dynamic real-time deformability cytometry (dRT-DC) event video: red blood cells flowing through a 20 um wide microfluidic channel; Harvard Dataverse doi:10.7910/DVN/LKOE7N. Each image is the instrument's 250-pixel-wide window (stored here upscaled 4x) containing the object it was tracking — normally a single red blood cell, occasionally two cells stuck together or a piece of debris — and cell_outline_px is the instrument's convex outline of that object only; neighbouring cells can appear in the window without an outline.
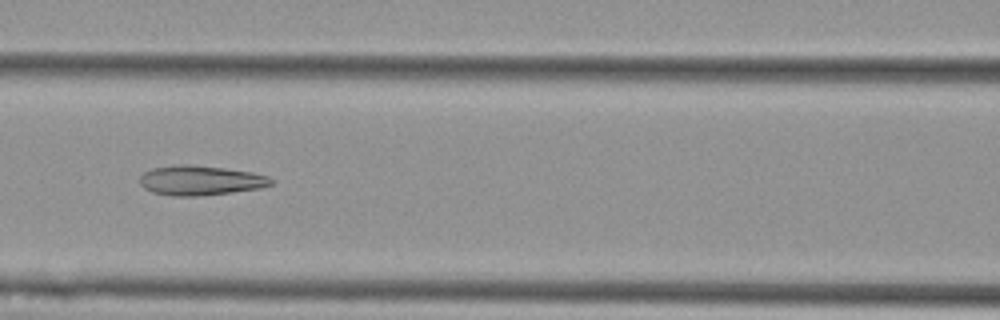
{"species": "Egyptian fruit bat (a non-hibernating species)", "species_latin": "Rousettus aegyptiacus", "temperature_condition": "cold", "stored_images_in_passage": 10, "camera_frame_rate_fps": 3000, "um_per_image_px": 0.085, "animal": {"sex": "female"}, "frame": {"image": 1, "passage_image": 6, "time_ms": 1.667, "image_size_px": [1000, 320], "cell_outline_px": [[272, 184], [260, 188], [232, 192], [200, 196], [172, 196], [152, 192], [144, 188], [140, 184], [140, 176], [144, 172], [152, 168], [176, 164], [188, 164], [224, 168], [252, 172], [268, 176], [272, 180]], "centroid_in_image_um": [17.0, 15.33], "position_along_channel_um": 149.6, "area_um2": 22.77}}
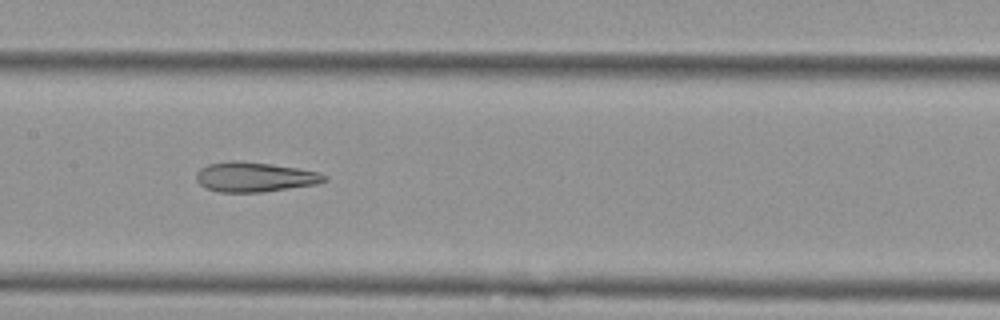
{"frame": {"image": 2, "passage_image": 7, "time_ms": 2.0, "image_size_px": [1000, 320], "cell_outline_px": [[328, 180], [316, 184], [260, 192], [220, 192], [208, 188], [200, 184], [196, 180], [196, 172], [200, 168], [208, 164], [228, 160], [240, 160], [272, 164], [296, 168], [316, 172], [328, 176]], "centroid_in_image_um": [21.61, 15.03], "position_along_channel_um": 185.8, "area_um2": 22.14}}
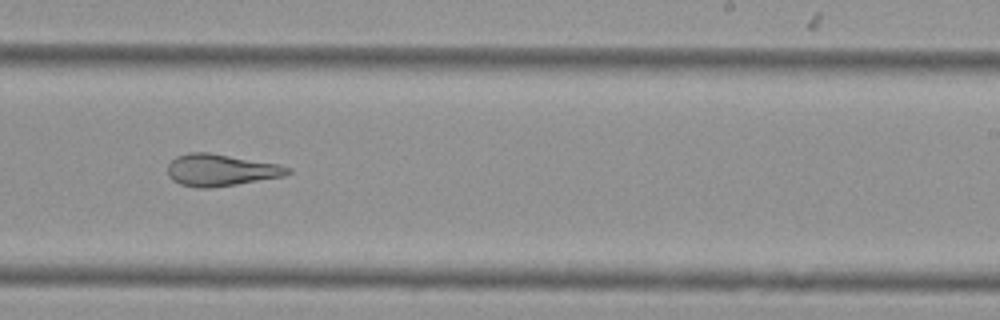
{"frame": {"image": 3, "passage_image": 9, "time_ms": 2.667, "image_size_px": [1000, 320], "cell_outline_px": [[292, 172], [284, 176], [212, 188], [196, 188], [180, 184], [172, 180], [168, 176], [168, 164], [176, 156], [188, 152], [208, 152], [280, 164], [292, 168]], "centroid_in_image_um": [18.76, 14.45], "position_along_channel_um": 270.2, "area_um2": 22.48}}